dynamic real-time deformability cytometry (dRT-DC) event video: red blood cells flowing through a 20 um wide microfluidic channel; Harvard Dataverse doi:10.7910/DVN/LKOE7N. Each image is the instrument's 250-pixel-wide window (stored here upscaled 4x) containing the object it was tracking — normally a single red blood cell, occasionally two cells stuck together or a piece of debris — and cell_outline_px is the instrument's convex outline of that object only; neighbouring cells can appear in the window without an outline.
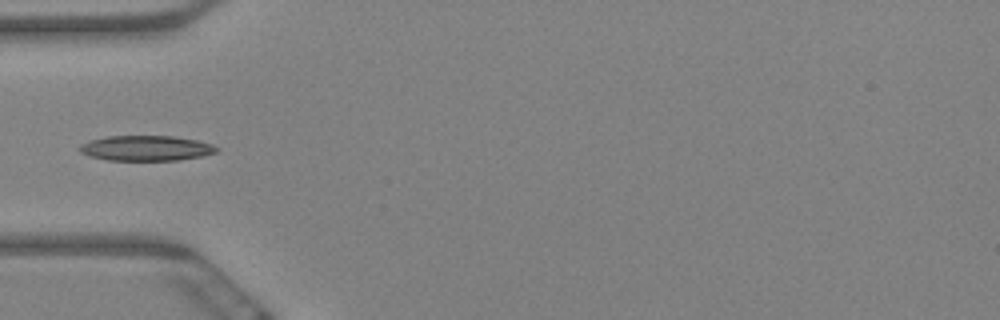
{"species": "Egyptian fruit bat (a non-hibernating species)", "species_latin": "Rousettus aegyptiacus", "temperature_condition": "warm", "stored_images_in_passage": 8, "camera_frame_rate_fps": 3000, "um_per_image_px": 0.085, "animal": {"sex": "female"}, "frame": {"image": 1, "passage_image": 5, "time_ms": 1.333, "image_size_px": [1000, 320], "cell_outline_px": [[220, 148], [216, 152], [204, 156], [176, 160], [108, 160], [88, 156], [80, 152], [80, 144], [88, 140], [108, 136], [172, 136], [196, 140], [212, 144]], "centroid_in_image_um": [12.41, 12.59], "position_along_channel_um": 72.6, "area_um2": 20.17}}
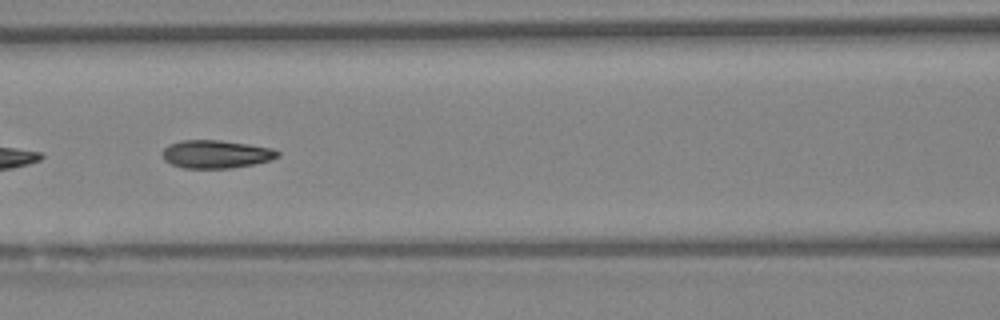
{"frame": {"image": 2, "passage_image": 7, "time_ms": 2.0, "image_size_px": [1000, 320], "cell_outline_px": [[280, 156], [272, 160], [252, 164], [228, 168], [184, 168], [172, 164], [164, 160], [164, 148], [168, 144], [180, 140], [220, 140], [248, 144], [272, 148], [280, 152]], "centroid_in_image_um": [18.38, 13.09], "position_along_channel_um": 148.2, "area_um2": 18.79}}
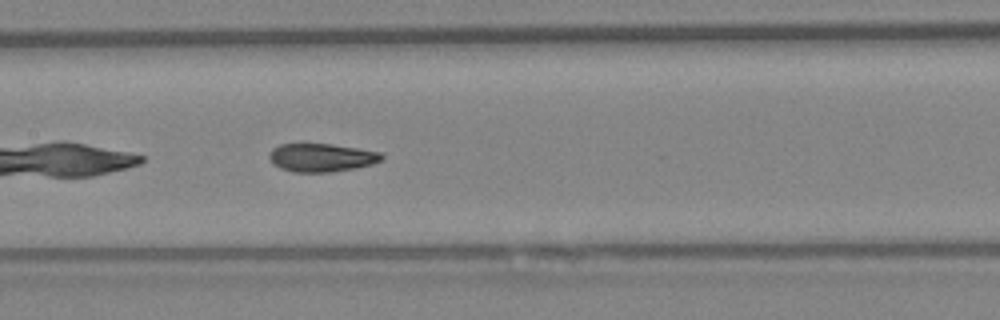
{"frame": {"image": 3, "passage_image": 8, "time_ms": 2.333, "image_size_px": [1000, 320], "cell_outline_px": [[384, 160], [372, 164], [356, 168], [332, 172], [292, 172], [280, 168], [268, 156], [272, 148], [280, 144], [332, 144], [380, 152], [384, 156]], "centroid_in_image_um": [27.36, 13.4], "position_along_channel_um": 180.0, "area_um2": 18.5}}